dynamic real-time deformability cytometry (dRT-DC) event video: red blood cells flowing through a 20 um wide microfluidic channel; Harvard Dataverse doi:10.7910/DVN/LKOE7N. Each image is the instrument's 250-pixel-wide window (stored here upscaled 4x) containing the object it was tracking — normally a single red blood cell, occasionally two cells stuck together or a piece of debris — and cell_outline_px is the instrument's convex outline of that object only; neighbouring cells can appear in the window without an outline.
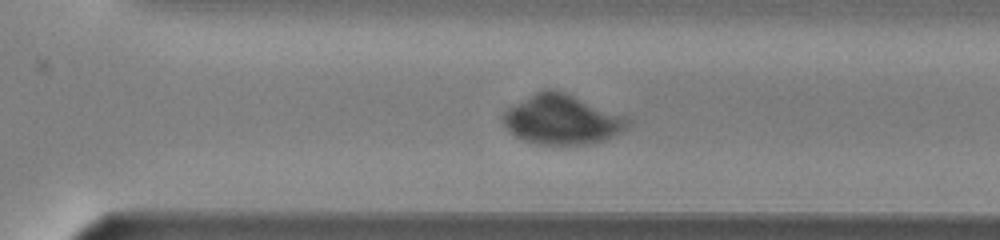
{"species": "common noctule bat (a hibernating species)", "species_latin": "Nyctalus noctula", "temperature_condition": "warm", "stored_images_in_passage": 33, "camera_frame_rate_fps": 3000, "um_per_image_px": 0.085, "animal": {"sex": "male", "body_mass_g": 13.0, "forearm_length_mm": 53.1}, "frame": {"image": 1, "passage_image": 22, "time_ms": 7.0, "image_size_px": [1000, 240], "cell_outline_px": [[632, 120], [628, 128], [596, 144], [536, 144], [524, 140], [516, 136], [504, 124], [500, 116], [508, 108], [536, 92], [544, 88], [548, 88], [564, 92]], "centroid_in_image_um": [47.75, 10.18], "position_along_channel_um": 322.9, "area_um2": 35.55}}
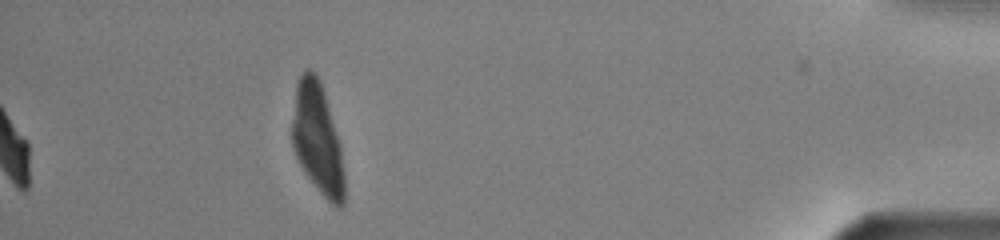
{"frame": {"image": 2, "passage_image": 33, "time_ms": 10.667, "image_size_px": [1000, 240], "cell_outline_px": [[344, 204], [340, 208], [336, 208], [320, 192], [304, 172], [296, 156], [292, 144], [292, 120], [296, 80], [304, 68], [308, 68], [320, 80], [324, 92], [340, 144], [344, 172]], "centroid_in_image_um": [26.97, 11.79], "position_along_channel_um": 408.2, "area_um2": 33.7}}